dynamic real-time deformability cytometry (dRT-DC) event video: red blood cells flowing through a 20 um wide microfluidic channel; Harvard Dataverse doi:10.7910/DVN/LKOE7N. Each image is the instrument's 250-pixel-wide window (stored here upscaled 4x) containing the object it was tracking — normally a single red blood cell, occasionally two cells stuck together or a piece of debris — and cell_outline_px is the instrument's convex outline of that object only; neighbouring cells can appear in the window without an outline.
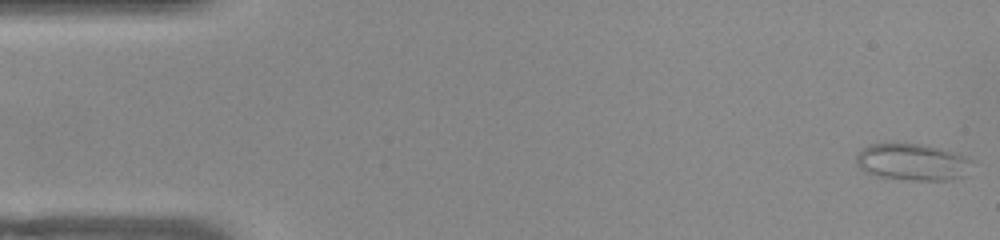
{"species": "common noctule bat (a hibernating species)", "species_latin": "Nyctalus noctula", "temperature_condition": "warm", "stored_images_in_passage": 52, "camera_frame_rate_fps": 3000, "um_per_image_px": 0.085, "animal": {"sex": "female", "body_mass_g": 22.0, "forearm_length_mm": 56.7}, "frame": {"image": 1, "passage_image": 1, "time_ms": 0.0, "image_size_px": [1000, 240], "cell_outline_px": [[972, 160], [960, 176], [948, 180], [908, 180], [876, 176], [864, 172], [856, 164], [856, 156], [868, 144], [924, 144], [956, 152]], "centroid_in_image_um": [77.48, 13.77], "position_along_channel_um": 7.5, "area_um2": 24.45}}
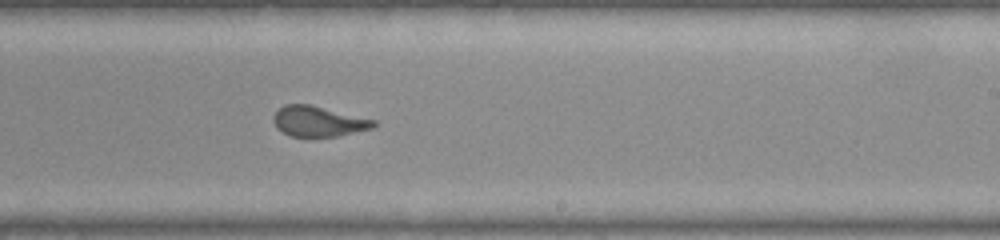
{"frame": {"image": 2, "passage_image": 31, "time_ms": 10.0, "image_size_px": [1000, 240], "cell_outline_px": [[376, 128], [336, 136], [292, 136], [276, 128], [272, 120], [272, 116], [284, 104], [312, 104], [376, 120]], "centroid_in_image_um": [27.08, 10.3], "position_along_channel_um": 261.9, "area_um2": 17.86}}
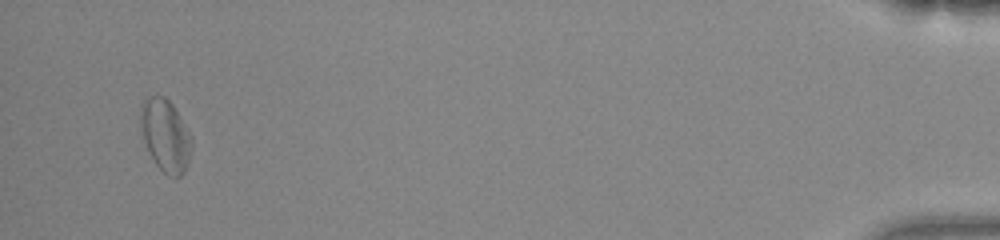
{"frame": {"image": 3, "passage_image": 50, "time_ms": 16.333, "image_size_px": [1000, 240], "cell_outline_px": [[192, 148], [188, 164], [184, 172], [176, 180], [168, 176], [156, 164], [148, 152], [140, 128], [140, 104], [148, 96], [156, 92], [164, 96], [172, 104], [184, 124], [192, 140]], "centroid_in_image_um": [14.04, 11.5], "position_along_channel_um": 421.2, "area_um2": 21.85}}